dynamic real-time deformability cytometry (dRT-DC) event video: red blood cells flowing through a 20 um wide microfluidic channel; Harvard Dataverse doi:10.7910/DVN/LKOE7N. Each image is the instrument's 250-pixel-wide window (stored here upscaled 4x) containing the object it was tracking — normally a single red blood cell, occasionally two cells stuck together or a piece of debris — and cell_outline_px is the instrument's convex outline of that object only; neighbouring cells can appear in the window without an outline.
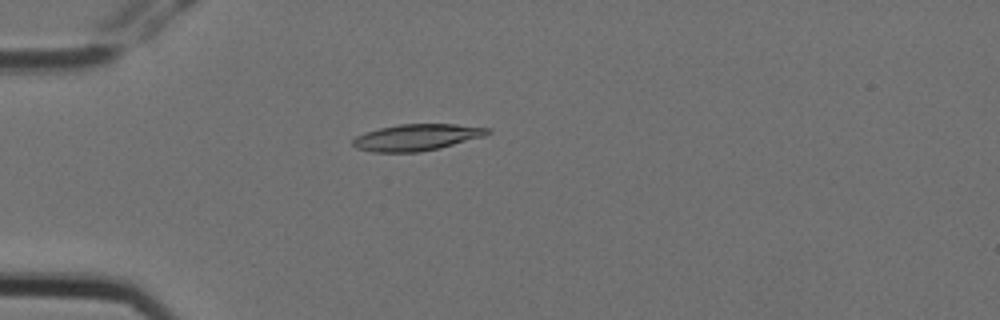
{"species": "Egyptian fruit bat (a non-hibernating species)", "species_latin": "Rousettus aegyptiacus", "temperature_condition": "cold", "stored_images_in_passage": 5, "camera_frame_rate_fps": 3000, "um_per_image_px": 0.085, "animal": {"sex": "female"}, "frame": {"image": 1, "passage_image": 5, "time_ms": 1.333, "image_size_px": [1000, 320], "cell_outline_px": [[492, 132], [484, 136], [440, 148], [420, 152], [372, 152], [356, 148], [352, 144], [352, 140], [356, 136], [380, 128], [400, 124], [456, 124], [492, 128]], "centroid_in_image_um": [35.45, 11.67], "position_along_channel_um": 49.5, "area_um2": 20.81}}